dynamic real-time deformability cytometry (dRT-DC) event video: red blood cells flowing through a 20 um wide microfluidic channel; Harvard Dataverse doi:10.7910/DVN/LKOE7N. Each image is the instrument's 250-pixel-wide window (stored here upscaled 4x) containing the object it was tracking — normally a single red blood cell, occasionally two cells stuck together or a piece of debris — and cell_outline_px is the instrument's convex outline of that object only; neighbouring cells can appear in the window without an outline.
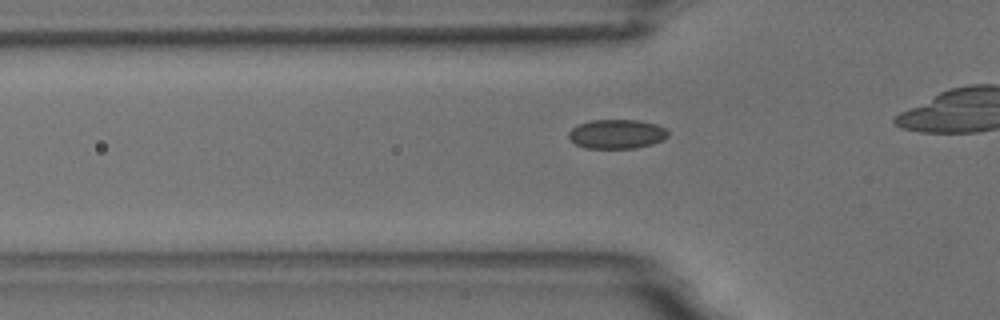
{"species": "common noctule bat (a hibernating species)", "species_latin": "Nyctalus noctula", "temperature_condition": "room temperature", "stored_images_in_passage": 37, "camera_frame_rate_fps": 3000, "um_per_image_px": 0.085, "animal": {"sex": "male", "body_mass_g": 18.8}, "frame": {"image": 1, "passage_image": 11, "time_ms": 3.333, "image_size_px": [1000, 320], "cell_outline_px": [[668, 136], [652, 144], [636, 148], [584, 148], [576, 144], [568, 136], [568, 132], [572, 128], [580, 124], [592, 120], [640, 120], [656, 124], [664, 128], [668, 132]], "centroid_in_image_um": [52.42, 11.39], "position_along_channel_um": 73.4, "area_um2": 16.82}}
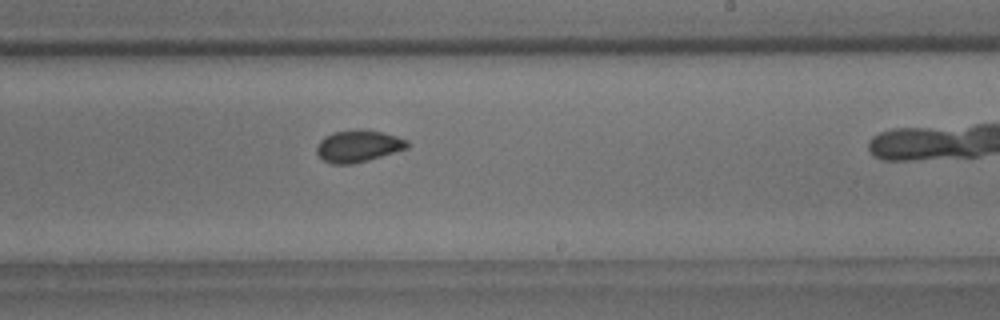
{"frame": {"image": 2, "passage_image": 26, "time_ms": 8.333, "image_size_px": [1000, 320], "cell_outline_px": [[408, 148], [368, 160], [352, 164], [332, 164], [324, 160], [316, 152], [316, 148], [320, 140], [324, 136], [332, 132], [380, 132], [396, 136], [408, 140]], "centroid_in_image_um": [30.43, 12.46], "position_along_channel_um": 258.6, "area_um2": 16.18}}
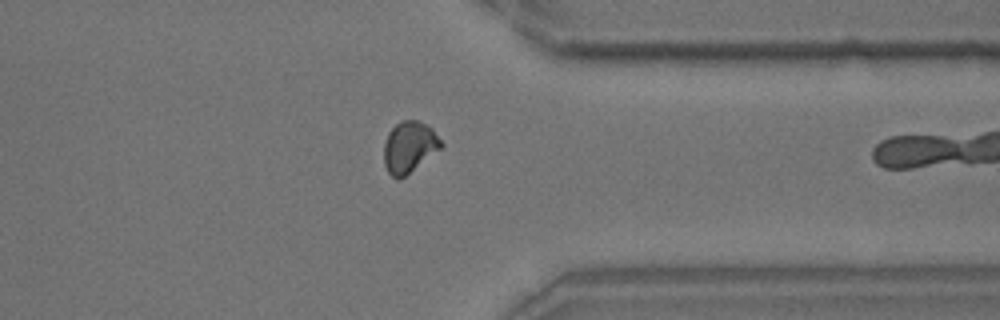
{"frame": {"image": 3, "passage_image": 36, "time_ms": 11.667, "image_size_px": [1000, 320], "cell_outline_px": [[444, 144], [440, 148], [400, 180], [392, 176], [388, 172], [384, 164], [384, 144], [388, 132], [400, 120], [420, 120], [432, 128]], "centroid_in_image_um": [34.77, 12.47], "position_along_channel_um": 376.6, "area_um2": 16.99}}